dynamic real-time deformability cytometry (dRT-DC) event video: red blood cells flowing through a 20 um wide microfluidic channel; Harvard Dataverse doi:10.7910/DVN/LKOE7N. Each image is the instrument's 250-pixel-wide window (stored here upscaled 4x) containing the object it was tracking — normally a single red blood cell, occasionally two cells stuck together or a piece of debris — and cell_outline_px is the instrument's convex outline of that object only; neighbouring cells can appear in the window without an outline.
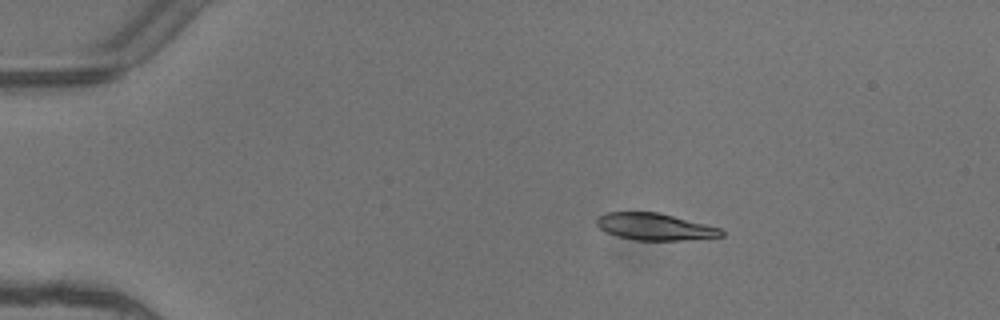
{"species": "common noctule bat (a hibernating species)", "species_latin": "Nyctalus noctula", "temperature_condition": "warm", "stored_images_in_passage": 5, "camera_frame_rate_fps": 3000, "um_per_image_px": 0.085, "animal": {"sex": "female"}, "frame": {"image": 1, "passage_image": 3, "time_ms": 0.667, "image_size_px": [1000, 320], "cell_outline_px": [[724, 236], [684, 240], [636, 240], [616, 236], [600, 228], [596, 224], [596, 216], [604, 212], [656, 212], [720, 228], [724, 232]], "centroid_in_image_um": [55.61, 19.27], "position_along_channel_um": 29.4, "area_um2": 19.36}}
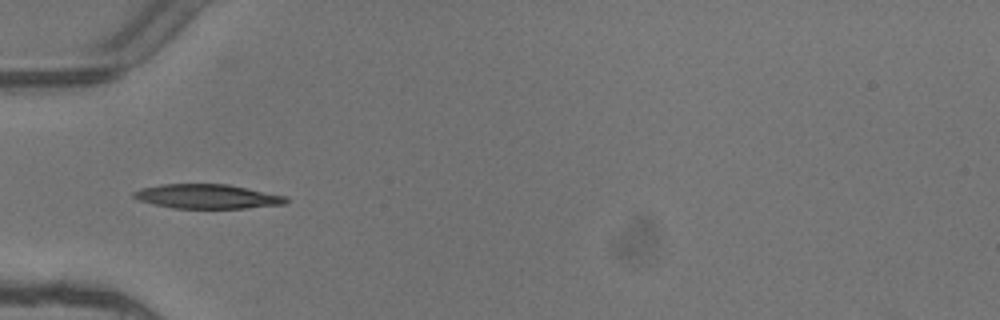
{"frame": {"image": 2, "passage_image": 5, "time_ms": 1.333, "image_size_px": [1000, 320], "cell_outline_px": [[288, 200], [284, 204], [244, 208], [172, 208], [140, 200], [132, 196], [132, 192], [140, 188], [160, 184], [228, 184], [288, 196]], "centroid_in_image_um": [17.62, 16.69], "position_along_channel_um": 67.4, "area_um2": 21.56}}